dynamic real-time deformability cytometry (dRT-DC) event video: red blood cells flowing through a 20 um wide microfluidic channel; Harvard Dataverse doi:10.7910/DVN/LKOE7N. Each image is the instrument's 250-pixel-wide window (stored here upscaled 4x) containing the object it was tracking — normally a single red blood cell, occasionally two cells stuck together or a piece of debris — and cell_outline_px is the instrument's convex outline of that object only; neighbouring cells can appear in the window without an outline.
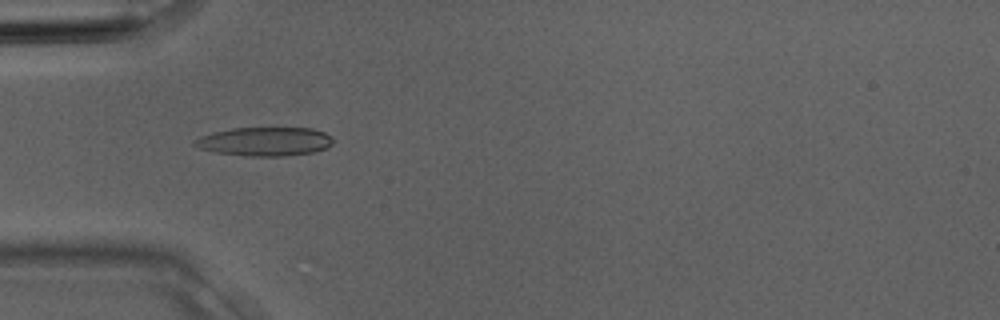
{"species": "Egyptian fruit bat (a non-hibernating species)", "species_latin": "Rousettus aegyptiacus", "temperature_condition": "room temperature", "stored_images_in_passage": 4, "camera_frame_rate_fps": 3000, "um_per_image_px": 0.085, "animal": {"sex": "male"}, "frame": {"image": 1, "passage_image": 3, "time_ms": 0.667, "image_size_px": [1000, 320], "cell_outline_px": [[332, 144], [316, 152], [288, 156], [248, 156], [216, 152], [200, 148], [192, 144], [192, 140], [200, 136], [212, 132], [232, 128], [312, 128], [324, 132], [332, 136]], "centroid_in_image_um": [22.5, 12.03], "position_along_channel_um": 62.5, "area_um2": 23.35}}